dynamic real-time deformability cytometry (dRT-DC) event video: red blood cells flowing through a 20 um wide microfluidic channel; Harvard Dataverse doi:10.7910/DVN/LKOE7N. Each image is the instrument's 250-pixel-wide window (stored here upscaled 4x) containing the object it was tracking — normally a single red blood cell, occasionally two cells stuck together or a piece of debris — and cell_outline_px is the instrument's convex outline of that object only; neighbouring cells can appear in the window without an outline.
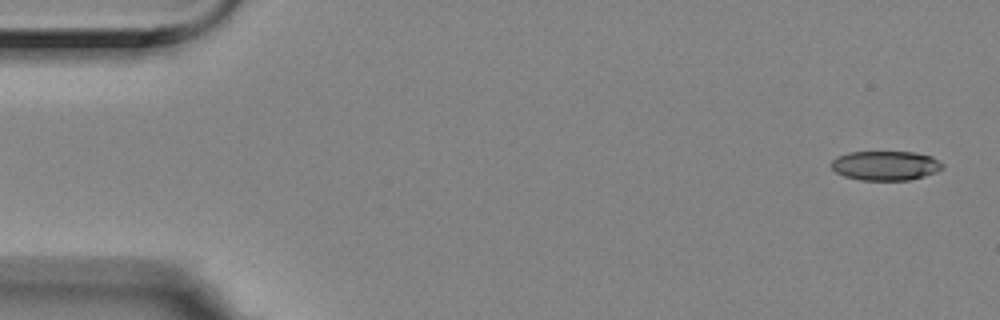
{"species": "Egyptian fruit bat (a non-hibernating species)", "species_latin": "Rousettus aegyptiacus", "temperature_condition": "room temperature", "stored_images_in_passage": 5, "camera_frame_rate_fps": 3000, "um_per_image_px": 0.085, "animal": {"sex": "female"}, "frame": {"image": 1, "passage_image": 1, "time_ms": 0.0, "image_size_px": [1000, 320], "cell_outline_px": [[944, 168], [936, 172], [924, 176], [908, 180], [860, 180], [844, 176], [836, 172], [832, 168], [832, 160], [836, 156], [848, 152], [916, 152], [932, 156], [944, 164]], "centroid_in_image_um": [75.28, 14.07], "position_along_channel_um": 9.7, "area_um2": 19.19}}
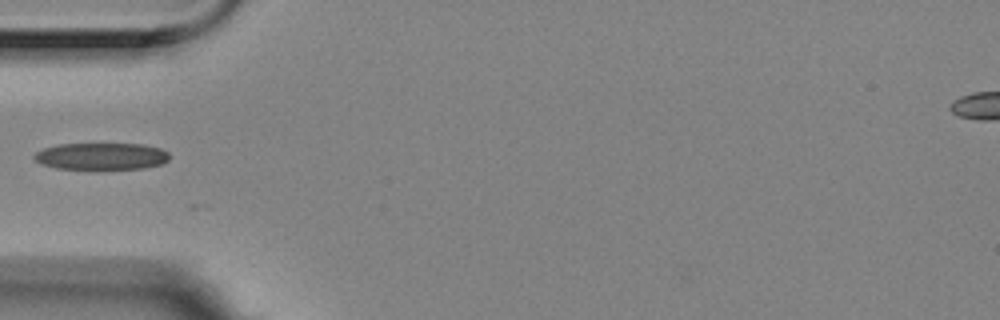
{"frame": {"image": 2, "passage_image": 5, "time_ms": 1.333, "image_size_px": [1000, 320], "cell_outline_px": [[168, 160], [160, 164], [144, 168], [56, 168], [44, 164], [36, 160], [32, 156], [36, 152], [44, 148], [60, 144], [144, 144], [160, 148], [168, 152]], "centroid_in_image_um": [8.63, 13.26], "position_along_channel_um": 76.4, "area_um2": 20.75}}